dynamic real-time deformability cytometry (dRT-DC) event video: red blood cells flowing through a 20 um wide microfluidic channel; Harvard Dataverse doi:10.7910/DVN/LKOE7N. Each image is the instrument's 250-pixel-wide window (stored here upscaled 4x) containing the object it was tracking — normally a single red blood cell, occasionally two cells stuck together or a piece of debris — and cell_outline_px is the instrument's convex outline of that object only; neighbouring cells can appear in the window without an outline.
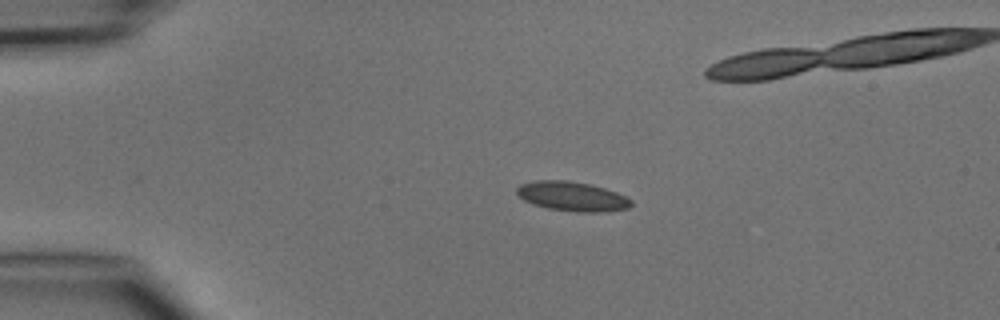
{"species": "common noctule bat (a hibernating species)", "species_latin": "Nyctalus noctula", "temperature_condition": "cold", "stored_images_in_passage": 3, "camera_frame_rate_fps": 3000, "um_per_image_px": 0.085, "animal": {"sex": "male", "body_mass_g": 15.6}, "frame": {"image": 1, "passage_image": 1, "time_ms": 0.0, "image_size_px": [1000, 320], "cell_outline_px": [[632, 204], [628, 208], [600, 212], [580, 212], [548, 208], [532, 204], [524, 200], [516, 192], [516, 188], [520, 184], [532, 180], [568, 180], [588, 184], [604, 188], [616, 192], [632, 200]], "centroid_in_image_um": [48.6, 16.68], "position_along_channel_um": 36.4, "area_um2": 19.54}}